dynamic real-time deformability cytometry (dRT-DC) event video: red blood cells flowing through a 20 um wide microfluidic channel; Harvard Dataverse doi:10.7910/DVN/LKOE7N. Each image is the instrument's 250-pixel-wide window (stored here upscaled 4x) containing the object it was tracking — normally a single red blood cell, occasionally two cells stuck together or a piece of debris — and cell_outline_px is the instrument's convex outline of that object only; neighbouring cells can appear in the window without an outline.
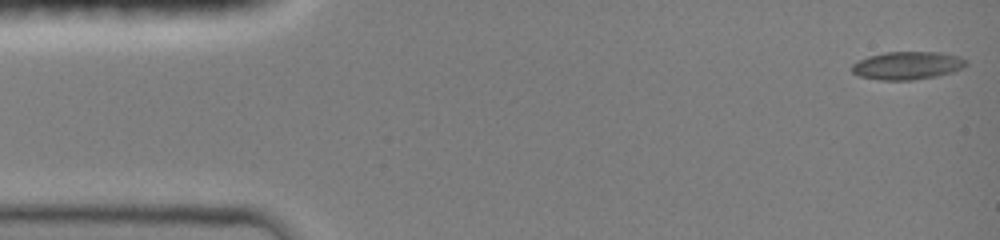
{"species": "common noctule bat (a hibernating species)", "species_latin": "Nyctalus noctula", "temperature_condition": "room temperature", "stored_images_in_passage": 47, "camera_frame_rate_fps": 3000, "um_per_image_px": 0.085, "animal": {"sex": "female", "body_mass_g": 19.0, "forearm_length_mm": 51.5}, "frame": {"image": 1, "passage_image": 1, "time_ms": 0.0, "image_size_px": [1000, 240], "cell_outline_px": [[968, 64], [952, 72], [936, 76], [912, 80], [880, 80], [860, 76], [852, 72], [852, 64], [868, 56], [884, 52], [940, 52], [956, 56], [968, 60]], "centroid_in_image_um": [77.12, 5.57], "position_along_channel_um": 7.9, "area_um2": 18.5}}
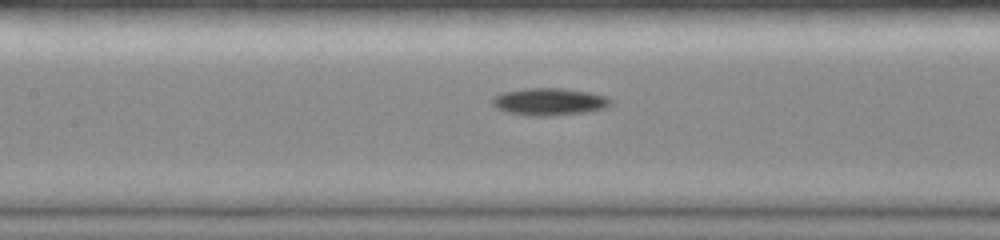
{"frame": {"image": 2, "passage_image": 21, "time_ms": 6.667, "image_size_px": [1000, 240], "cell_outline_px": [[612, 104], [608, 108], [584, 112], [552, 116], [528, 116], [504, 112], [496, 108], [492, 104], [492, 96], [504, 92], [524, 88], [564, 88], [588, 92], [608, 96], [612, 100]], "centroid_in_image_um": [46.69, 8.65], "position_along_channel_um": 160.7, "area_um2": 19.19}}
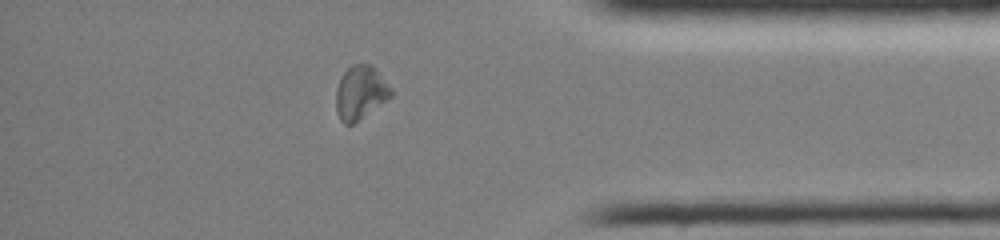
{"frame": {"image": 3, "passage_image": 40, "time_ms": 13.0, "image_size_px": [1000, 240], "cell_outline_px": [[392, 96], [352, 124], [344, 124], [340, 120], [336, 112], [336, 88], [340, 76], [352, 64], [372, 64], [376, 68], [392, 88]], "centroid_in_image_um": [30.62, 7.84], "position_along_channel_um": 404.6, "area_um2": 17.22}, "authors_computed_cell_mechanics": {"area_um2": 17.5134, "velocity_mm_per_s": 4.0393, "shape_relaxation_time_tau1_ms": 3.6616, "shape_relaxation_time_tau2_ms": null, "deformation_change_tau1": 0.1151, "deformation_change_tau2": null}}